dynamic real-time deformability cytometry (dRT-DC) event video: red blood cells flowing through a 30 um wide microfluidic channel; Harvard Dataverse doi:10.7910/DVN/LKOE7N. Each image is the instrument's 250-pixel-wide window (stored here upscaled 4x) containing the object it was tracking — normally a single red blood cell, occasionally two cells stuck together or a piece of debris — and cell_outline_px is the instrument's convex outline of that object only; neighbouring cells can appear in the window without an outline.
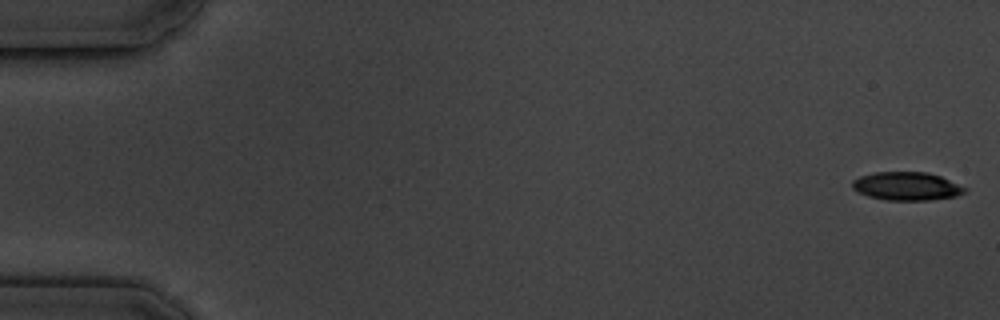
{"species": "common noctule bat (a hibernating species)", "species_latin": "Nyctalus noctula", "temperature_condition": "cold", "stored_images_in_passage": 5, "camera_frame_rate_fps": 3000, "um_per_image_px": 0.085, "animal": {"sex": "male", "body_mass_g": 19.5, "forearm_length_mm": 54.6}, "frame": {"image": 1, "passage_image": 1, "time_ms": 0.0, "image_size_px": [1000, 320], "cell_outline_px": [[968, 188], [964, 192], [956, 196], [928, 200], [884, 200], [868, 196], [852, 188], [852, 180], [860, 176], [876, 172], [928, 172], [940, 176]], "centroid_in_image_um": [77.06, 15.82], "position_along_channel_um": 7.9, "area_um2": 18.5}}
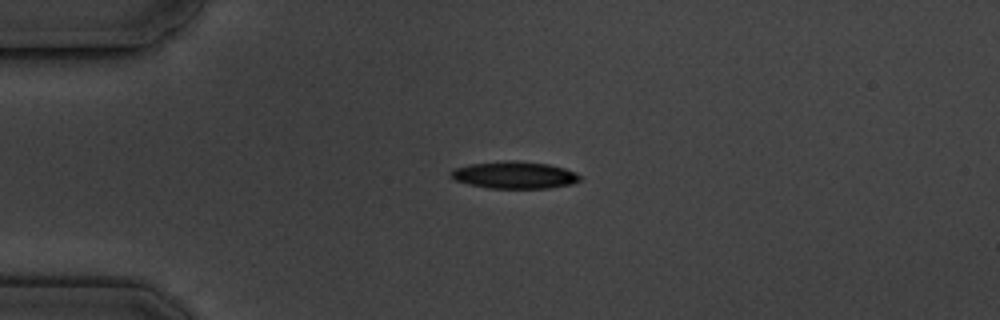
{"frame": {"image": 2, "passage_image": 4, "time_ms": 4.333, "image_size_px": [1000, 320], "cell_outline_px": [[580, 180], [572, 184], [548, 188], [488, 188], [468, 184], [456, 180], [448, 176], [448, 172], [456, 168], [472, 164], [504, 160], [516, 160], [548, 164], [564, 168], [576, 172], [580, 176]], "centroid_in_image_um": [43.72, 14.87], "position_along_channel_um": 41.3, "area_um2": 20.46}}